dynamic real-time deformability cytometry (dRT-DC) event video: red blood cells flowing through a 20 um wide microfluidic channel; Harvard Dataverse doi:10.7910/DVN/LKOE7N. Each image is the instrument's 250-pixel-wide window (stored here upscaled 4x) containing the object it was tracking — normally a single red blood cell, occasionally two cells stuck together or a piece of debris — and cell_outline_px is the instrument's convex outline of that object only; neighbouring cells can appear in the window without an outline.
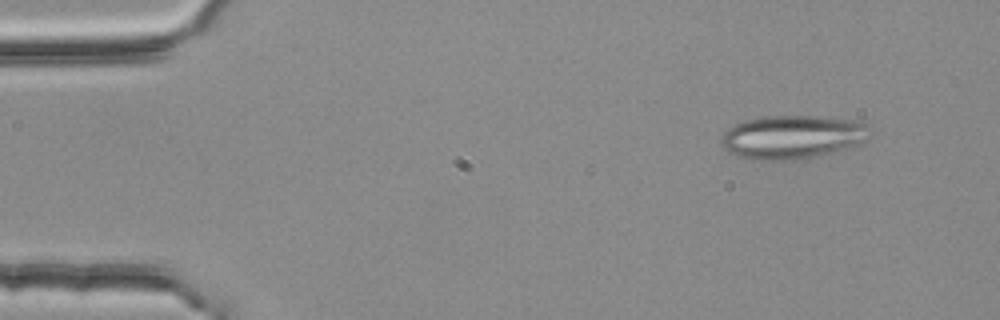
{"species": "common noctule bat (a hibernating species)", "species_latin": "Nyctalus noctula", "temperature_condition": "room temperature", "stored_images_in_passage": 5, "segment_of_instrument_passage": [1, 2], "camera_frame_rate_fps": 3000, "um_per_image_px": 0.085, "animal": {"sex": "female", "body_mass_g": 25.1}, "frame": {"image": 1, "passage_image": 2, "time_ms": 0.333, "image_size_px": [1000, 320], "cell_outline_px": [[872, 140], [860, 144], [796, 160], [764, 160], [740, 156], [728, 152], [720, 144], [720, 140], [724, 132], [728, 128], [744, 120], [764, 116], [816, 116], [856, 120], [868, 124]], "centroid_in_image_um": [67.38, 11.62], "position_along_channel_um": 17.6, "area_um2": 37.74}}